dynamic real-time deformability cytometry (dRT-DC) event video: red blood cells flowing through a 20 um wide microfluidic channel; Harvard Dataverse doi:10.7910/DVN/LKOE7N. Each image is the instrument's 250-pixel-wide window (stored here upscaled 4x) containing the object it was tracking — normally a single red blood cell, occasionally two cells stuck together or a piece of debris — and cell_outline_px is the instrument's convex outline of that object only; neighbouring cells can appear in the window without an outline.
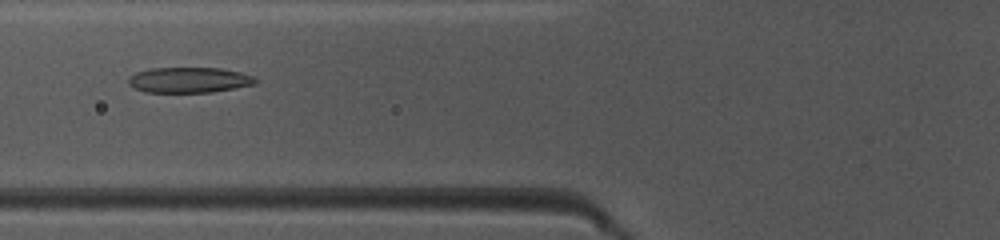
{"species": "common noctule bat (a hibernating species)", "species_latin": "Nyctalus noctula", "temperature_condition": "warm", "stored_images_in_passage": 48, "camera_frame_rate_fps": 3000, "um_per_image_px": 0.085, "animal": {"sex": "female", "body_mass_g": 10.0, "forearm_length_mm": 53.1}, "frame": {"image": 1, "passage_image": 19, "time_ms": 6.0, "image_size_px": [1000, 240], "cell_outline_px": [[260, 80], [256, 84], [212, 92], [148, 92], [132, 88], [128, 84], [128, 76], [136, 72], [152, 68], [220, 68], [240, 72], [252, 76]], "centroid_in_image_um": [16.06, 6.8], "position_along_channel_um": 109.7, "area_um2": 18.96}}
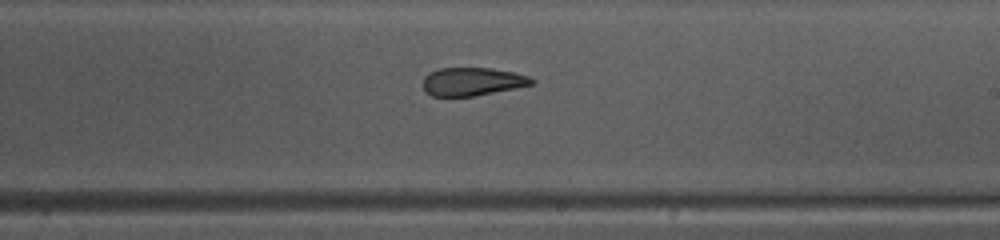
{"frame": {"image": 2, "passage_image": 29, "time_ms": 9.333, "image_size_px": [1000, 240], "cell_outline_px": [[536, 84], [476, 96], [432, 96], [424, 88], [424, 76], [428, 72], [440, 68], [492, 68], [512, 72], [528, 76], [536, 80]], "centroid_in_image_um": [40.19, 6.93], "position_along_channel_um": 248.8, "area_um2": 17.92}}
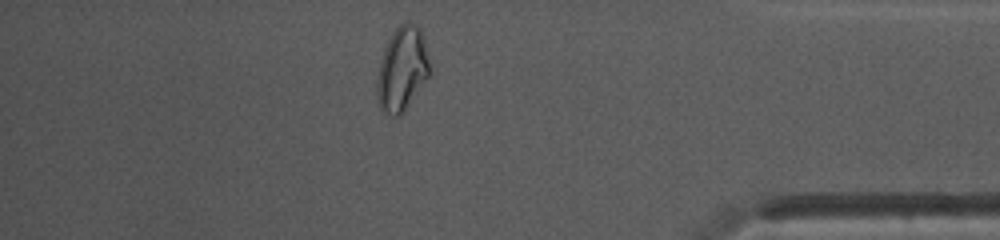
{"frame": {"image": 3, "passage_image": 42, "time_ms": 13.667, "image_size_px": [1000, 240], "cell_outline_px": [[432, 68], [428, 76], [404, 112], [400, 116], [392, 116], [380, 108], [376, 100], [376, 76], [380, 60], [388, 40], [392, 32], [404, 20], [412, 20], [420, 28], [424, 36]], "centroid_in_image_um": [34.19, 5.83], "position_along_channel_um": 401.0, "area_um2": 26.47}, "authors_computed_cell_mechanics": {"area_um2": 21.0103, "velocity_mm_per_s": 4.1673, "shape_relaxation_time_tau1_ms": null, "shape_relaxation_time_tau2_ms": 1.7098, "deformation_change_tau1": null, "deformation_change_tau2": 0.097}}